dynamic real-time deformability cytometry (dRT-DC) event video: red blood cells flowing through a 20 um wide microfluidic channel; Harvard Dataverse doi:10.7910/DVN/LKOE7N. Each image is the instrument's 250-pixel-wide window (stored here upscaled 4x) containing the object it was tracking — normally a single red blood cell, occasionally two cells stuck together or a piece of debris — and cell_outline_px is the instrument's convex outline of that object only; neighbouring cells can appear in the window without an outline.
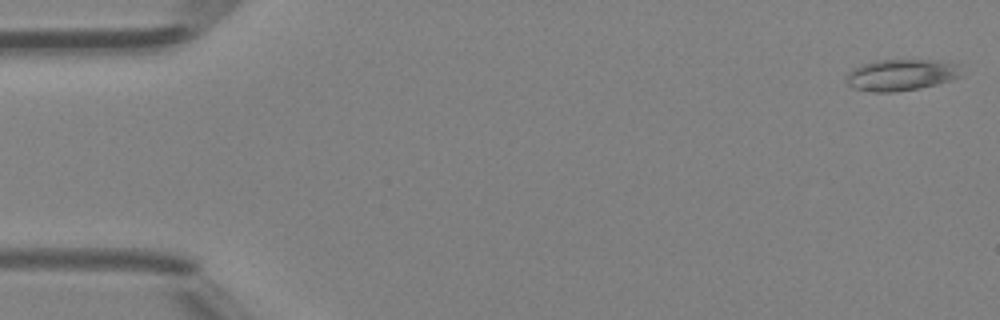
{"species": "Egyptian fruit bat (a non-hibernating species)", "species_latin": "Rousettus aegyptiacus", "temperature_condition": "room temperature", "stored_images_in_passage": 47, "camera_frame_rate_fps": 3000, "um_per_image_px": 0.085, "animal": {"sex": "female"}, "frame": {"image": 1, "passage_image": 1, "time_ms": 0.0, "image_size_px": [1000, 320], "cell_outline_px": [[964, 76], [952, 80], [920, 88], [892, 92], [872, 92], [852, 88], [848, 84], [844, 76], [852, 68], [864, 64], [880, 60], [936, 60], [960, 64]], "centroid_in_image_um": [76.63, 6.37], "position_along_channel_um": 8.4, "area_um2": 21.39}}
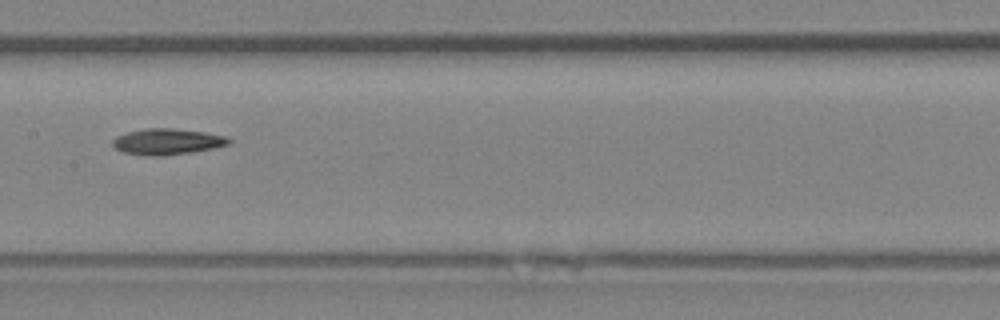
{"frame": {"image": 2, "passage_image": 24, "time_ms": 7.667, "image_size_px": [1000, 320], "cell_outline_px": [[232, 144], [192, 152], [164, 156], [152, 156], [120, 152], [112, 144], [112, 140], [116, 136], [128, 132], [144, 128], [172, 128], [204, 132], [224, 136], [232, 140]], "centroid_in_image_um": [14.2, 12.04], "position_along_channel_um": 193.2, "area_um2": 17.69}}
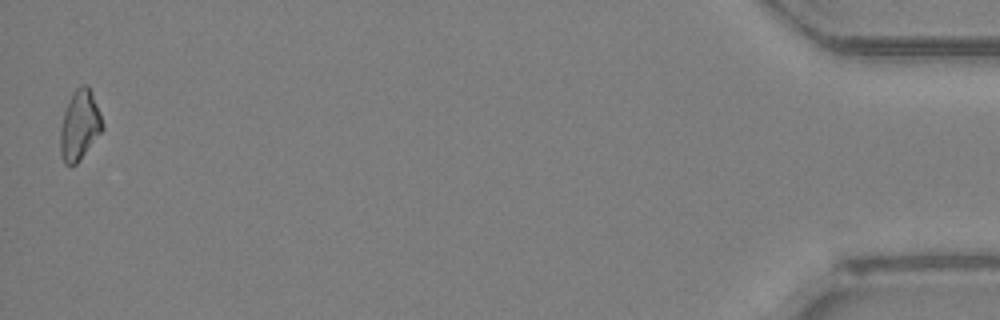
{"frame": {"image": 3, "passage_image": 47, "time_ms": 15.333, "image_size_px": [1000, 320], "cell_outline_px": [[104, 128], [80, 160], [76, 164], [64, 164], [60, 156], [60, 128], [64, 112], [68, 100], [72, 92], [80, 84], [88, 84], [92, 92], [104, 124]], "centroid_in_image_um": [6.76, 10.62], "position_along_channel_um": 428.4, "area_um2": 17.34}, "authors_computed_cell_mechanics": {"area_um2": 17.4556, "velocity_mm_per_s": 4.3166, "shape_relaxation_time_tau1_ms": 6.3676, "shape_relaxation_time_tau2_ms": null, "deformation_change_tau1": 0.136, "deformation_change_tau2": null}}